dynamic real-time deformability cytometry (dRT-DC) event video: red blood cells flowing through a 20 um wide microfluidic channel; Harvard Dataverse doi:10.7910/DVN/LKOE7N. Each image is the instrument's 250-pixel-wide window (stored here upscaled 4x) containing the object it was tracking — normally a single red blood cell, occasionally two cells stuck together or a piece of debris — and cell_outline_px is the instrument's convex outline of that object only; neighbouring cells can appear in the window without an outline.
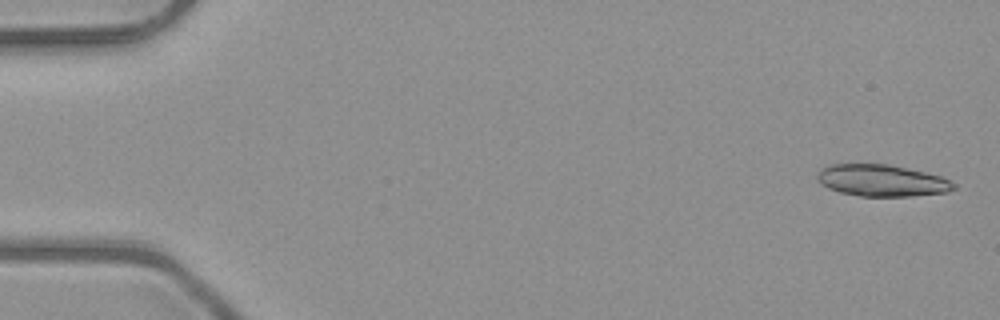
{"species": "common noctule bat (a hibernating species)", "species_latin": "Nyctalus noctula", "temperature_condition": "room temperature", "stored_images_in_passage": 28, "camera_frame_rate_fps": 3000, "um_per_image_px": 0.085, "animal": {"sex": "male", "body_mass_g": 23.1, "forearm_length_mm": 52.7}, "frame": {"image": 1, "passage_image": 2, "time_ms": 0.333, "image_size_px": [1000, 320], "cell_outline_px": [[956, 188], [948, 192], [912, 196], [860, 196], [840, 192], [828, 188], [820, 184], [816, 180], [816, 172], [820, 168], [828, 164], [892, 164], [940, 176], [956, 184]], "centroid_in_image_um": [74.9, 15.33], "position_along_channel_um": 10.1, "area_um2": 25.49}}
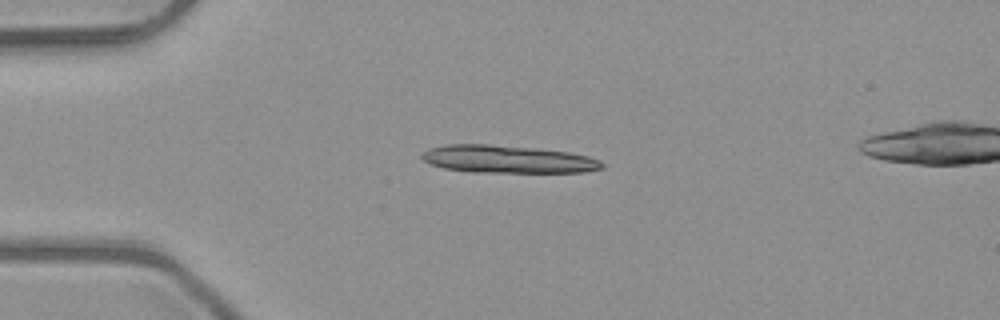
{"frame": {"image": 2, "passage_image": 13, "time_ms": 4.0, "image_size_px": [1000, 320], "cell_outline_px": [[604, 168], [584, 172], [472, 172], [444, 168], [428, 164], [420, 156], [420, 152], [428, 148], [444, 144], [488, 144], [536, 148], [568, 152], [588, 156], [600, 160], [604, 164]], "centroid_in_image_um": [43.1, 13.53], "position_along_channel_um": 41.9, "area_um2": 29.3}}